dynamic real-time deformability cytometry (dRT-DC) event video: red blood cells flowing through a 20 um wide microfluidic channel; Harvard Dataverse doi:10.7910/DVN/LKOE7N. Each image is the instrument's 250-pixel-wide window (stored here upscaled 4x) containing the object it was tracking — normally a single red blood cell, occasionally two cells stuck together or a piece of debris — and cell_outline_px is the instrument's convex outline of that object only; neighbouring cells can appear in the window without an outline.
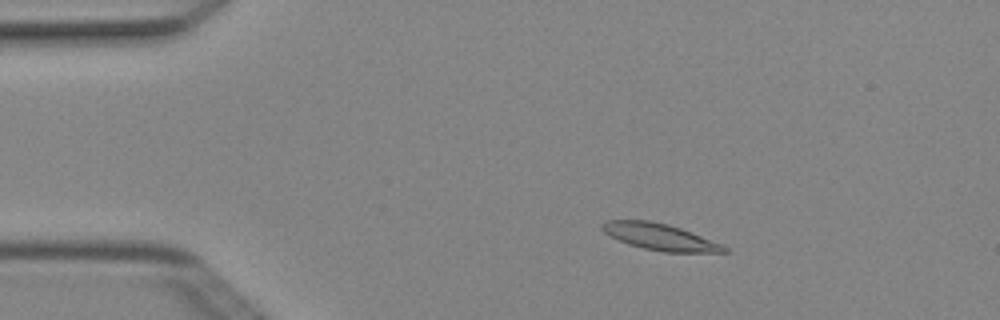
{"species": "Egyptian fruit bat (a non-hibernating species)", "species_latin": "Rousettus aegyptiacus", "temperature_condition": "cold", "stored_images_in_passage": 6, "camera_frame_rate_fps": 3000, "um_per_image_px": 0.085, "animal": {"sex": "female"}, "frame": {"image": 1, "passage_image": 3, "time_ms": 0.667, "image_size_px": [1000, 320], "cell_outline_px": [[728, 252], [664, 252], [644, 248], [628, 244], [604, 232], [600, 228], [600, 224], [608, 220], [648, 220], [668, 224], [680, 228], [720, 244], [728, 248]], "centroid_in_image_um": [56.05, 20.12], "position_along_channel_um": 29.0, "area_um2": 18.5}}
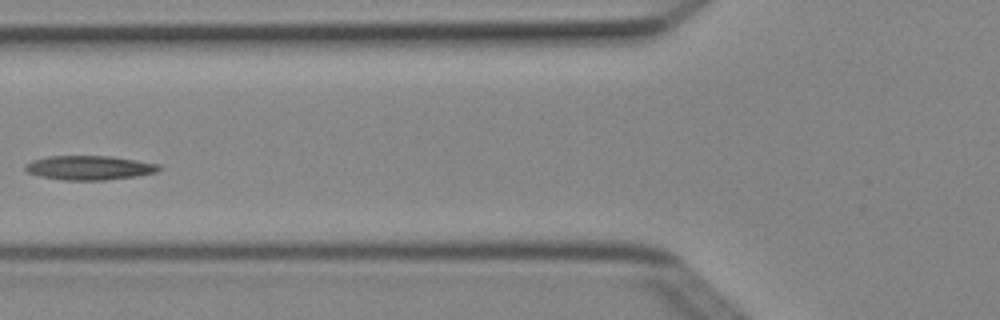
{"frame": {"image": 2, "passage_image": 6, "time_ms": 1.667, "image_size_px": [1000, 320], "cell_outline_px": [[160, 168], [156, 172], [136, 176], [104, 180], [64, 180], [40, 176], [28, 172], [24, 168], [24, 164], [32, 160], [48, 156], [108, 156], [136, 160], [160, 164]], "centroid_in_image_um": [7.57, 14.25], "position_along_channel_um": 118.2, "area_um2": 18.79}}